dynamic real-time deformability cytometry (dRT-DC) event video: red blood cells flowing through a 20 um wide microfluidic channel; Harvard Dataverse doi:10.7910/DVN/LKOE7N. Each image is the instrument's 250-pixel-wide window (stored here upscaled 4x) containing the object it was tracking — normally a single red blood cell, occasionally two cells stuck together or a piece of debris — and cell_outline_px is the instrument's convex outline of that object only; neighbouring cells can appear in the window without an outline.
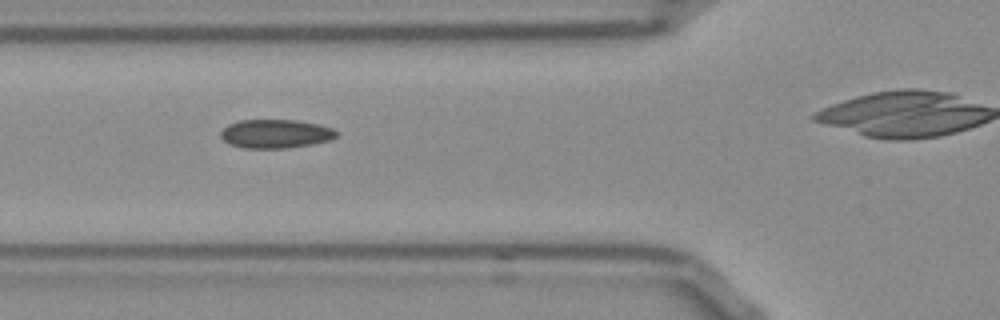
{"species": "Egyptian fruit bat (a non-hibernating species)", "species_latin": "Rousettus aegyptiacus", "temperature_condition": "room temperature", "stored_images_in_passage": 35, "camera_frame_rate_fps": 3000, "um_per_image_px": 0.085, "frame": {"image": 1, "passage_image": 11, "time_ms": 3.333, "image_size_px": [1000, 320], "cell_outline_px": [[340, 132], [332, 140], [312, 144], [288, 148], [244, 148], [228, 144], [220, 136], [220, 132], [228, 124], [240, 120], [296, 120], [316, 124], [332, 128]], "centroid_in_image_um": [23.43, 11.37], "position_along_channel_um": 102.4, "area_um2": 19.48}}